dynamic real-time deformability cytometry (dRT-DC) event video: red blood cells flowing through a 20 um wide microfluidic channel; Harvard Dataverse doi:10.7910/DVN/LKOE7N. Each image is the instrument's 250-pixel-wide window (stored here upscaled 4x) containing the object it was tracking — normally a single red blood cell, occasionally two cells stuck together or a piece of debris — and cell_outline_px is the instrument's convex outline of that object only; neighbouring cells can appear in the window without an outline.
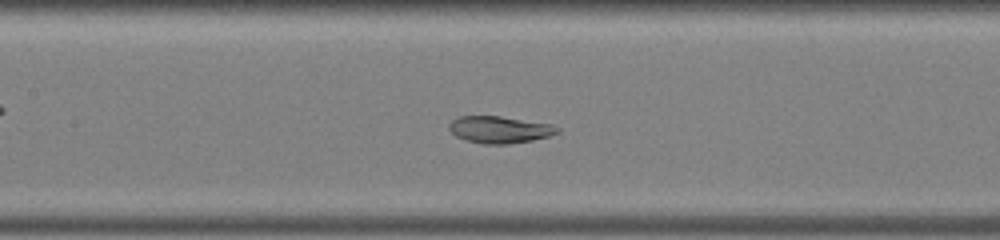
{"species": "common noctule bat (a hibernating species)", "species_latin": "Nyctalus noctula", "temperature_condition": "warm", "stored_images_in_passage": 48, "segment_of_instrument_passage": [1, 2], "camera_frame_rate_fps": 3000, "um_per_image_px": 0.085, "animal": {"sex": "male", "body_mass_g": 19.0, "forearm_length_mm": 50.8}, "frame": {"image": 1, "passage_image": 20, "time_ms": 6.333, "image_size_px": [1000, 240], "cell_outline_px": [[560, 132], [548, 136], [532, 140], [508, 144], [484, 144], [464, 140], [456, 136], [448, 128], [448, 124], [452, 120], [460, 116], [500, 116], [552, 124], [560, 128]], "centroid_in_image_um": [42.46, 11.02], "position_along_channel_um": 164.9, "area_um2": 17.05}}
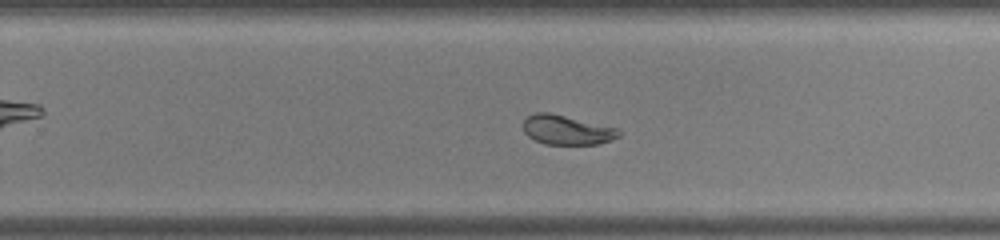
{"frame": {"image": 2, "passage_image": 29, "time_ms": 9.333, "image_size_px": [1000, 240], "cell_outline_px": [[620, 136], [612, 140], [600, 144], [544, 144], [528, 136], [524, 132], [524, 120], [528, 116], [536, 112], [548, 112], [620, 128]], "centroid_in_image_um": [48.22, 11.05], "position_along_channel_um": 281.6, "area_um2": 16.47}}
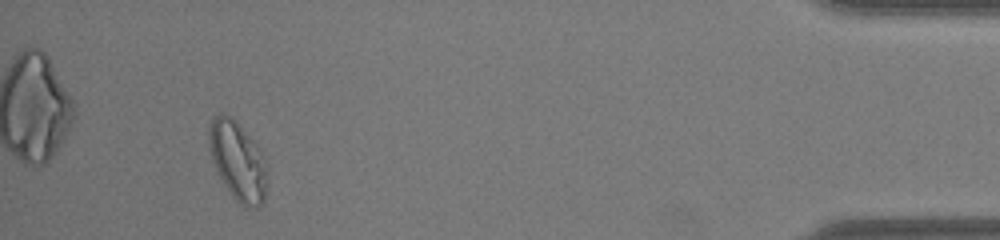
{"frame": {"image": 3, "passage_image": 44, "time_ms": 14.333, "image_size_px": [1000, 240], "cell_outline_px": [[268, 180], [264, 200], [256, 208], [244, 208], [232, 196], [224, 184], [212, 160], [208, 148], [208, 128], [212, 120], [220, 112], [236, 120], [260, 148], [264, 156], [268, 168]], "centroid_in_image_um": [20.24, 13.69], "position_along_channel_um": 415.0, "area_um2": 27.17}}